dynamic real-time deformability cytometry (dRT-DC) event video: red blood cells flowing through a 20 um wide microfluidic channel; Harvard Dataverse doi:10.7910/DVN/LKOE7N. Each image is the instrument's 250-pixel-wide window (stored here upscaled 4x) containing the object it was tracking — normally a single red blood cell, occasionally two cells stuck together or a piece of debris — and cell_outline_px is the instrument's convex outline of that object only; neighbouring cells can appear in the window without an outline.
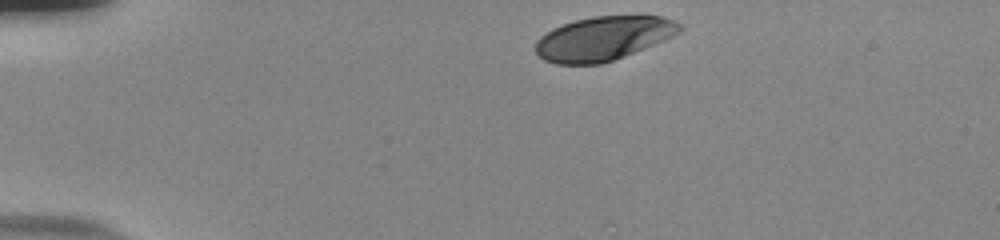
{"species": "human", "species_latin": "Homo sapiens", "temperature_condition": "room temperature", "stored_images_in_passage": 37, "camera_frame_rate_fps": 3000, "um_per_image_px": 0.085, "donor": {"sex": "male"}, "frame": {"image": 1, "passage_image": 1, "time_ms": 0.0, "image_size_px": [1000, 240], "cell_outline_px": [[684, 28], [680, 32], [664, 40], [624, 56], [600, 64], [556, 64], [544, 60], [536, 52], [536, 40], [540, 36], [552, 28], [576, 20], [592, 16], [664, 16], [680, 24]], "centroid_in_image_um": [51.28, 3.26], "position_along_channel_um": 33.7, "area_um2": 36.76}}
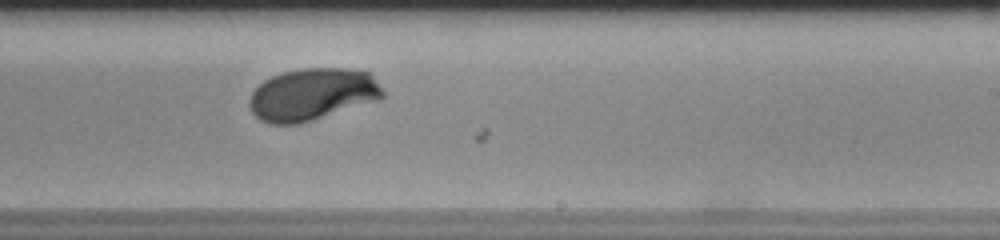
{"frame": {"image": 2, "passage_image": 25, "time_ms": 8.0, "image_size_px": [1000, 240], "cell_outline_px": [[384, 96], [380, 100], [312, 120], [296, 124], [272, 124], [260, 120], [252, 112], [248, 104], [248, 100], [252, 92], [264, 80], [272, 76], [284, 72], [300, 68], [344, 68], [372, 72], [384, 92]], "centroid_in_image_um": [26.57, 8.01], "position_along_channel_um": 262.4, "area_um2": 40.75}}
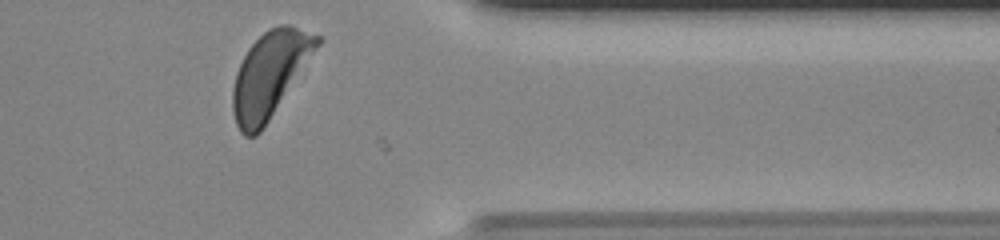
{"frame": {"image": 3, "passage_image": 36, "time_ms": 11.667, "image_size_px": [1000, 240], "cell_outline_px": [[324, 40], [260, 132], [256, 136], [244, 136], [240, 132], [236, 124], [232, 112], [232, 88], [236, 72], [248, 48], [268, 28], [280, 24], [288, 24], [320, 36]], "centroid_in_image_um": [22.93, 6.32], "position_along_channel_um": 388.5, "area_um2": 41.73}, "authors_computed_cell_mechanics": {"area_um2": 40.2866, "velocity_mm_per_s": 3.6933, "shape_relaxation_time_tau1_ms": 2.6091, "shape_relaxation_time_tau2_ms": null, "deformation_change_tau1": 0.1518, "deformation_change_tau2": null}}